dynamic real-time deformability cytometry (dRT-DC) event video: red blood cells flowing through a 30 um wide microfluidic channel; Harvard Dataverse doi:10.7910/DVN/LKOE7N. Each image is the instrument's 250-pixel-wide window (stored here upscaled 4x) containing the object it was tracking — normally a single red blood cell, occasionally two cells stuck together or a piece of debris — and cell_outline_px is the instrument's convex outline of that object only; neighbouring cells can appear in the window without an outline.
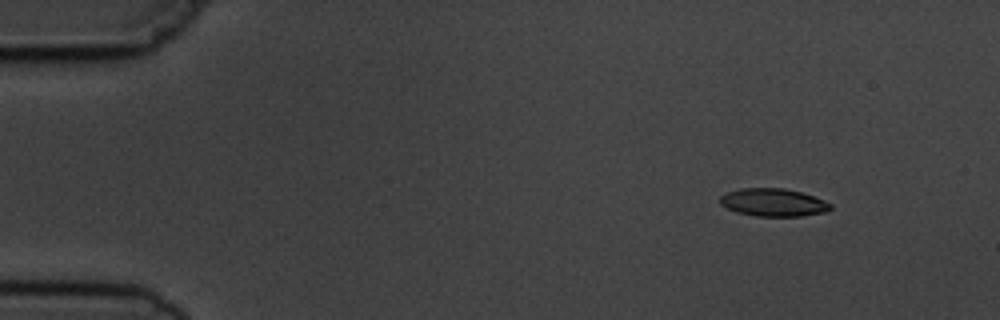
{"species": "common noctule bat (a hibernating species)", "species_latin": "Nyctalus noctula", "temperature_condition": "cold", "stored_images_in_passage": 6, "camera_frame_rate_fps": 3000, "um_per_image_px": 0.085, "animal": {"sex": "male", "body_mass_g": 19.5, "forearm_length_mm": 54.6}, "frame": {"image": 1, "passage_image": 2, "time_ms": 1.333, "image_size_px": [1000, 320], "cell_outline_px": [[832, 208], [828, 212], [800, 216], [756, 216], [736, 212], [720, 204], [720, 196], [728, 192], [740, 188], [784, 188], [800, 192], [824, 200], [832, 204]], "centroid_in_image_um": [65.75, 17.21], "position_along_channel_um": 19.3, "area_um2": 17.92}}